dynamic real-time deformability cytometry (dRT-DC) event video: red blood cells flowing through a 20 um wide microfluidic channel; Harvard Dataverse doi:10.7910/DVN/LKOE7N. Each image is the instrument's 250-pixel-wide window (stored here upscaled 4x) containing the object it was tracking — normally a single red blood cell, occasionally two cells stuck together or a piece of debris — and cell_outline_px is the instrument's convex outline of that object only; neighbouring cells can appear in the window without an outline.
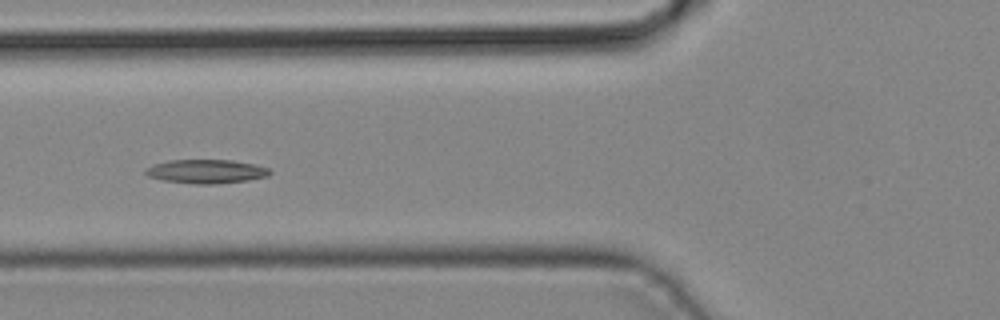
{"species": "common noctule bat (a hibernating species)", "species_latin": "Nyctalus noctula", "temperature_condition": "cold", "stored_images_in_passage": 27, "camera_frame_rate_fps": 3000, "um_per_image_px": 0.085, "animal": {"sex": "male", "body_mass_g": 19.2, "forearm_length_mm": 51.8}, "frame": {"image": 1, "passage_image": 5, "time_ms": 1.333, "image_size_px": [1000, 320], "cell_outline_px": [[272, 172], [268, 176], [248, 180], [216, 184], [192, 184], [164, 180], [148, 176], [144, 172], [144, 168], [152, 164], [168, 160], [232, 160], [252, 164], [268, 168]], "centroid_in_image_um": [17.48, 14.57], "position_along_channel_um": 108.3, "area_um2": 17.34}}
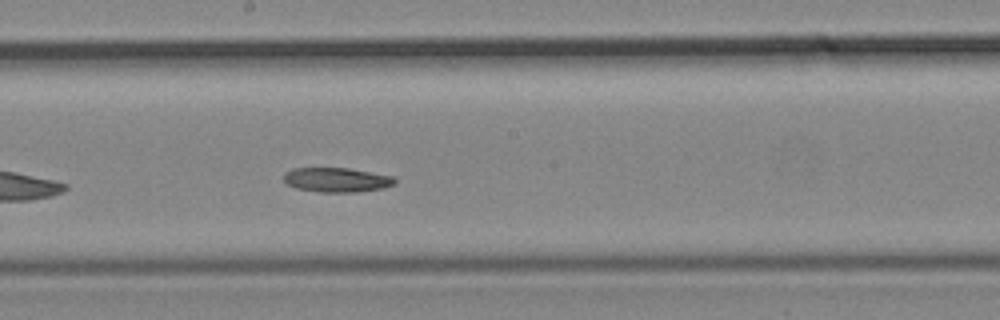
{"frame": {"image": 2, "passage_image": 12, "time_ms": 3.667, "image_size_px": [1000, 320], "cell_outline_px": [[396, 184], [384, 188], [356, 192], [320, 192], [296, 188], [284, 184], [284, 172], [292, 168], [348, 168], [392, 176], [396, 180]], "centroid_in_image_um": [28.59, 15.29], "position_along_channel_um": 219.6, "area_um2": 15.95}}
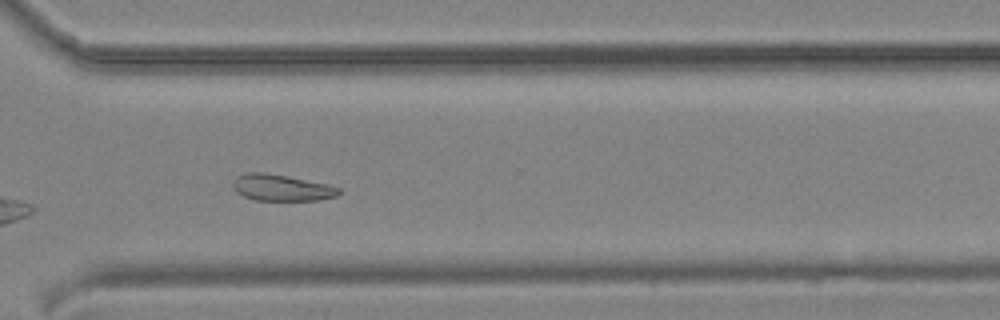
{"frame": {"image": 3, "passage_image": 20, "time_ms": 6.333, "image_size_px": [1000, 320], "cell_outline_px": [[344, 192], [336, 196], [316, 200], [256, 200], [244, 196], [236, 192], [232, 184], [232, 180], [236, 176], [248, 172], [264, 172], [288, 176], [328, 184], [340, 188]], "centroid_in_image_um": [23.93, 15.94], "position_along_channel_um": 346.7, "area_um2": 16.42}}